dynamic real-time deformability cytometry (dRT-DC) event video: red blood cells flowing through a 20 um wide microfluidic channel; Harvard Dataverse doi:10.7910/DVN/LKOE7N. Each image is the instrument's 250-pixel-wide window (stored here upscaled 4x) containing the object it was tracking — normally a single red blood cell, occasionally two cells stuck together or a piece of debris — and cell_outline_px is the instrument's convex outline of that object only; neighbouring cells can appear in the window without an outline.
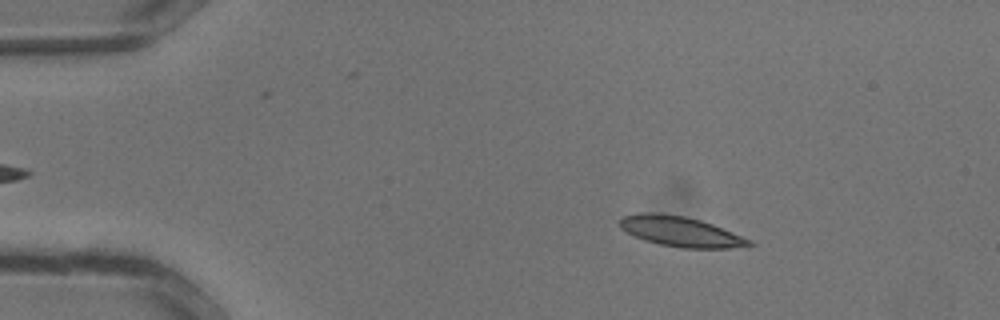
{"species": "common noctule bat (a hibernating species)", "species_latin": "Nyctalus noctula", "temperature_condition": "warm", "stored_images_in_passage": 32, "camera_frame_rate_fps": 3000, "um_per_image_px": 0.085, "animal": {"sex": "male", "body_mass_g": 13.3}, "frame": {"image": 1, "passage_image": 4, "time_ms": 1.0, "image_size_px": [1000, 320], "cell_outline_px": [[756, 244], [732, 248], [680, 248], [660, 244], [644, 240], [620, 228], [620, 216], [640, 212], [652, 212], [684, 216], [700, 220], [712, 224], [752, 240]], "centroid_in_image_um": [57.84, 19.67], "position_along_channel_um": 27.2, "area_um2": 22.66}}
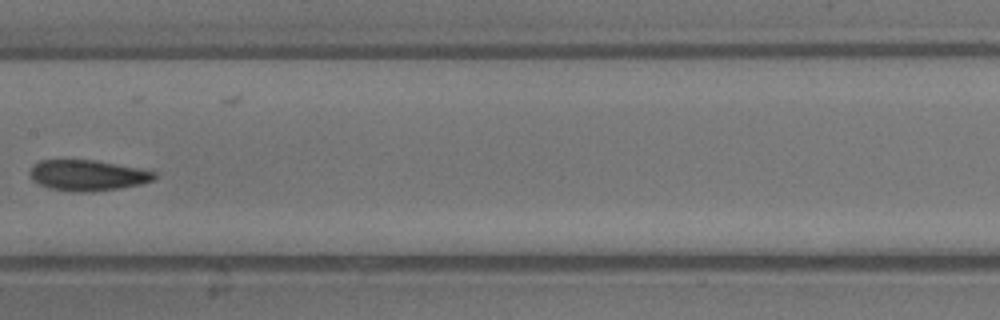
{"frame": {"image": 2, "passage_image": 16, "time_ms": 5.0, "image_size_px": [1000, 320], "cell_outline_px": [[156, 176], [152, 180], [140, 184], [116, 188], [84, 192], [48, 188], [32, 180], [28, 172], [32, 164], [40, 160], [96, 160], [156, 172]], "centroid_in_image_um": [7.37, 14.88], "position_along_channel_um": 200.0, "area_um2": 21.96}}
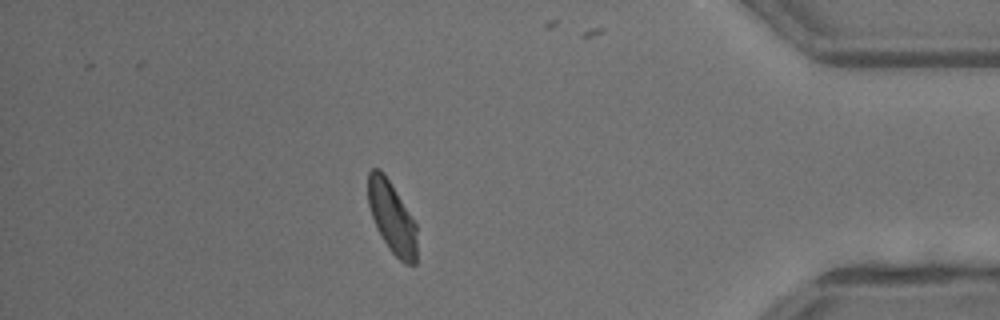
{"frame": {"image": 3, "passage_image": 28, "time_ms": 9.0, "image_size_px": [1000, 320], "cell_outline_px": [[416, 264], [404, 264], [388, 248], [372, 216], [368, 204], [368, 172], [372, 168], [380, 168], [384, 172], [416, 224]], "centroid_in_image_um": [33.31, 18.46], "position_along_channel_um": 401.9, "area_um2": 20.06}}